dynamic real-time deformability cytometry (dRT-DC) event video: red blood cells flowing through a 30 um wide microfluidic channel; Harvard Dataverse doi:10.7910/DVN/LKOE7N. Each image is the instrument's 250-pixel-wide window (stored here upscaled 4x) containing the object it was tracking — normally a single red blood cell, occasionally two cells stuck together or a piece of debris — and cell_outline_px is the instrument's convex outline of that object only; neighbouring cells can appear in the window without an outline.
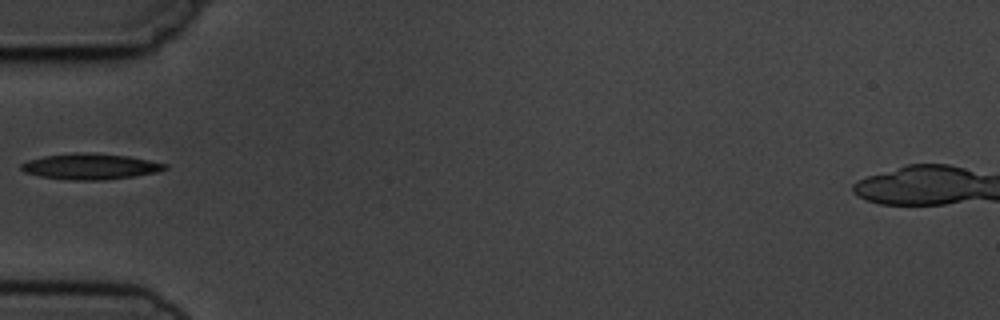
{"species": "common noctule bat (a hibernating species)", "species_latin": "Nyctalus noctula", "temperature_condition": "cold", "stored_images_in_passage": 2, "camera_frame_rate_fps": 3000, "um_per_image_px": 0.085, "animal": {"sex": "male", "body_mass_g": 19.5, "forearm_length_mm": 54.6}, "frame": {"image": 1, "passage_image": 1, "time_ms": 0.0, "image_size_px": [1000, 320], "cell_outline_px": [[168, 168], [156, 172], [136, 176], [104, 180], [68, 180], [40, 176], [24, 172], [20, 168], [20, 164], [28, 160], [44, 156], [76, 152], [80, 152], [128, 156], [168, 164]], "centroid_in_image_um": [7.66, 14.15], "position_along_channel_um": 77.3, "area_um2": 21.62}}
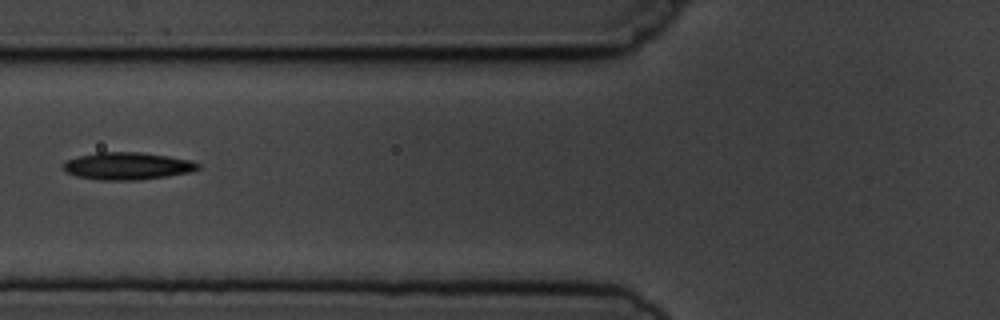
{"frame": {"image": 2, "passage_image": 2, "time_ms": 1.0, "image_size_px": [1000, 320], "cell_outline_px": [[200, 168], [188, 172], [168, 176], [136, 180], [100, 180], [76, 176], [60, 168], [64, 160], [96, 152], [140, 152], [168, 156], [192, 160], [200, 164]], "centroid_in_image_um": [10.79, 14.1], "position_along_channel_um": 115.0, "area_um2": 21.56}}